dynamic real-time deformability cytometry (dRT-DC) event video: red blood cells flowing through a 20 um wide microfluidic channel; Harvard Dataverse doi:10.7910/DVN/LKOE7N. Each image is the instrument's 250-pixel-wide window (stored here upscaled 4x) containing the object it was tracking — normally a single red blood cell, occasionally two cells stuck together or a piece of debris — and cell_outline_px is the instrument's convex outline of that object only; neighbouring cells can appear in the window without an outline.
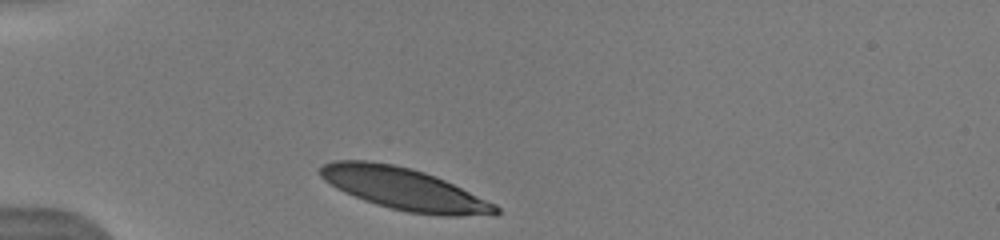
{"species": "human", "species_latin": "Homo sapiens", "temperature_condition": "warm", "stored_images_in_passage": 39, "camera_frame_rate_fps": 3000, "um_per_image_px": 0.085, "donor": {"sex": "male"}, "frame": {"image": 1, "passage_image": 1, "time_ms": 0.0, "image_size_px": [1000, 240], "cell_outline_px": [[500, 212], [496, 216], [440, 216], [408, 212], [376, 204], [364, 200], [344, 192], [336, 188], [324, 180], [320, 176], [320, 168], [324, 164], [336, 160], [364, 160], [392, 164], [412, 168], [436, 176], [496, 204], [500, 208]], "centroid_in_image_um": [34.4, 16.08], "position_along_channel_um": 50.6, "area_um2": 42.95}, "authors_computed_cell_mechanics": {"area_um2": 42.9454, "velocity_mm_per_s": 3.9728, "shape_relaxation_time_tau1_ms": 1.7469, "shape_relaxation_time_tau2_ms": null, "deformation_change_tau1": 0.108, "deformation_change_tau2": null}}